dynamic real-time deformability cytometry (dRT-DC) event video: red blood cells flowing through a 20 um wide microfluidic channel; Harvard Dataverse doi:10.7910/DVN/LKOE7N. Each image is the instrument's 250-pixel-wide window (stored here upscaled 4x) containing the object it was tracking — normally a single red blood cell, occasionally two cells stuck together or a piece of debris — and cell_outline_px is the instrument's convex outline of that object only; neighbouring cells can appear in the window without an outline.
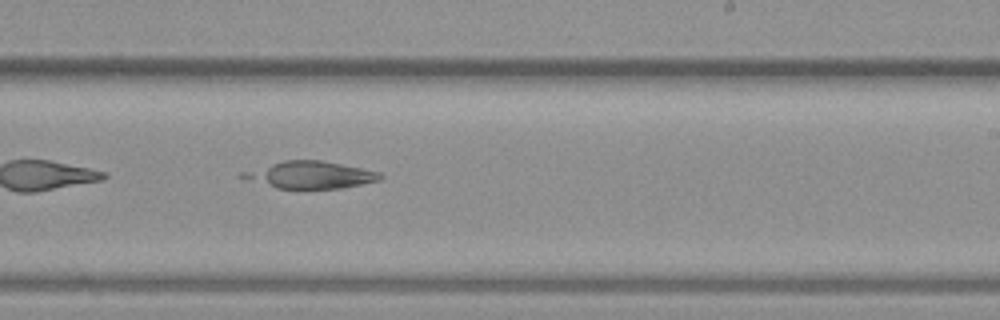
{"species": "common noctule bat (a hibernating species)", "species_latin": "Nyctalus noctula", "temperature_condition": "warm", "stored_images_in_passage": 24, "camera_frame_rate_fps": 3000, "um_per_image_px": 0.085, "animal": {"sex": "female", "body_mass_g": 19.3, "forearm_length_mm": 54.1}, "frame": {"image": 1, "passage_image": 14, "time_ms": 4.333, "image_size_px": [1000, 320], "cell_outline_px": [[384, 176], [380, 180], [340, 188], [276, 188], [260, 176], [260, 172], [272, 164], [284, 160], [320, 160], [380, 172]], "centroid_in_image_um": [26.9, 14.86], "position_along_channel_um": 262.1, "area_um2": 19.07}}
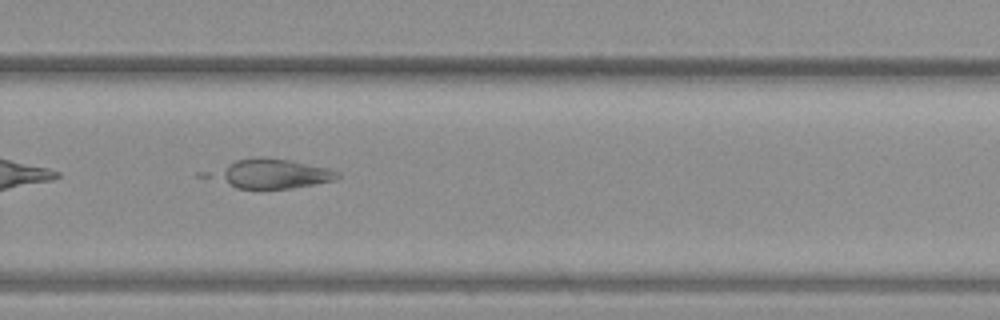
{"frame": {"image": 2, "passage_image": 17, "time_ms": 5.333, "image_size_px": [1000, 320], "cell_outline_px": [[340, 176], [336, 180], [292, 188], [236, 188], [220, 176], [220, 172], [228, 164], [236, 160], [256, 156], [288, 160], [328, 168], [340, 172]], "centroid_in_image_um": [23.37, 14.75], "position_along_channel_um": 306.4, "area_um2": 20.17}}